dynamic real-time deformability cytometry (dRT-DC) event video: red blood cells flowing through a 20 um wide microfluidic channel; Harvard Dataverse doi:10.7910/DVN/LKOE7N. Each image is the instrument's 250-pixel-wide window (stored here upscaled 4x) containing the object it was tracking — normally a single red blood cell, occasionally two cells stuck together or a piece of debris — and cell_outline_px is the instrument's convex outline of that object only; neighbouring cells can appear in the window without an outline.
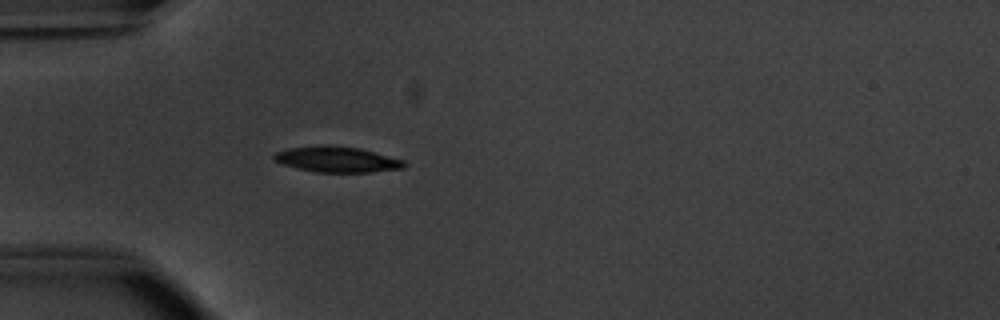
{"species": "common noctule bat (a hibernating species)", "species_latin": "Nyctalus noctula", "temperature_condition": "warm", "stored_images_in_passage": 33, "camera_frame_rate_fps": 3000, "um_per_image_px": 0.085, "animal": {"sex": "male", "body_mass_g": 20.1, "forearm_length_mm": 53.5}, "frame": {"image": 1, "passage_image": 1, "time_ms": 0.0, "image_size_px": [1000, 320], "cell_outline_px": [[408, 164], [404, 168], [372, 172], [316, 172], [296, 168], [284, 164], [276, 160], [272, 156], [276, 152], [288, 148], [324, 144], [360, 148], [404, 160]], "centroid_in_image_um": [28.67, 13.54], "position_along_channel_um": 56.3, "area_um2": 19.54}}
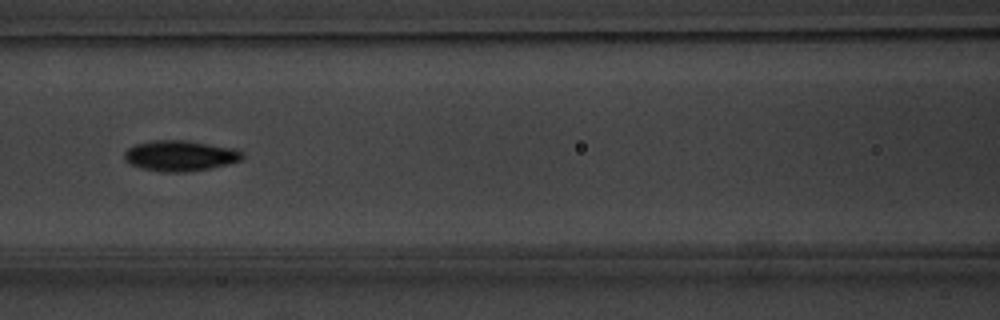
{"frame": {"image": 2, "passage_image": 9, "time_ms": 2.667, "image_size_px": [1000, 320], "cell_outline_px": [[244, 156], [240, 160], [228, 164], [208, 168], [184, 172], [160, 172], [140, 168], [124, 160], [124, 152], [128, 148], [136, 144], [152, 140], [188, 140], [236, 148], [244, 152]], "centroid_in_image_um": [15.32, 13.23], "position_along_channel_um": 151.3, "area_um2": 21.21}}
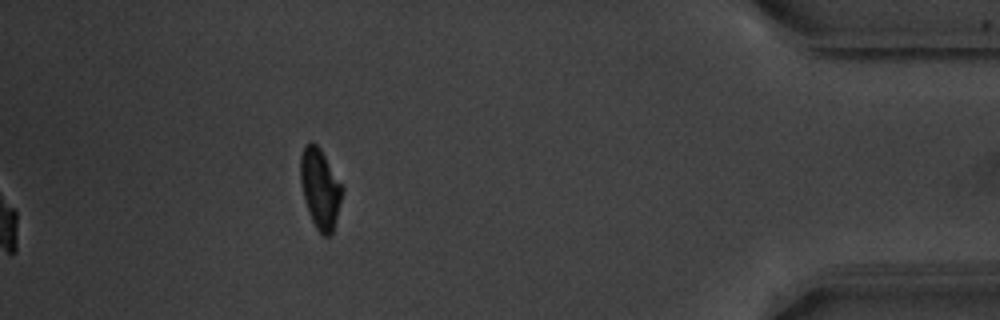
{"frame": {"image": 3, "passage_image": 33, "time_ms": 10.667, "image_size_px": [1000, 320], "cell_outline_px": [[344, 192], [332, 232], [328, 236], [324, 236], [316, 228], [308, 212], [300, 180], [300, 156], [304, 148], [312, 140], [320, 148], [344, 188]], "centroid_in_image_um": [27.22, 16.02], "position_along_channel_um": 408.0, "area_um2": 19.25}, "authors_computed_cell_mechanics": {"area_um2": 19.7098, "velocity_mm_per_s": 3.805, "shape_relaxation_time_tau1_ms": 2.1793, "shape_relaxation_time_tau2_ms": 3.2898, "deformation_change_tau1": 0.1485, "deformation_change_tau2": 0.0846}}